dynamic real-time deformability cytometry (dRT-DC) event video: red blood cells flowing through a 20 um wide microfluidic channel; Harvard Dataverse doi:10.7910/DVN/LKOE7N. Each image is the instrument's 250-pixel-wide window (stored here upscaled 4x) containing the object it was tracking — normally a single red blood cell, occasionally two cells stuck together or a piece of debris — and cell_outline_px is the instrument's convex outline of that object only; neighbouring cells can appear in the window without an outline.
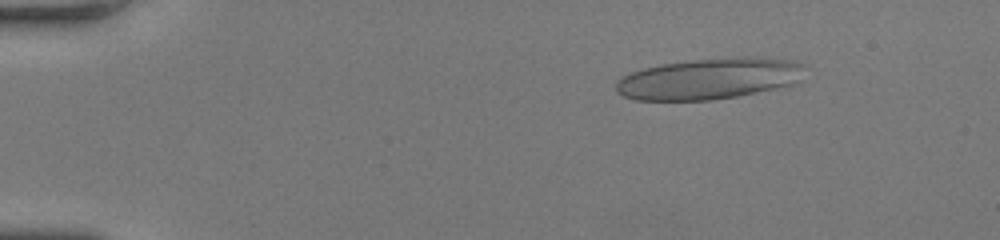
{"species": "human", "species_latin": "Homo sapiens", "temperature_condition": "room temperature", "stored_images_in_passage": 55, "camera_frame_rate_fps": 3000, "um_per_image_px": 0.085, "donor": {"sex": "female"}, "frame": {"image": 1, "passage_image": 8, "time_ms": 2.333, "image_size_px": [1000, 240], "cell_outline_px": [[808, 64], [796, 80], [792, 84], [736, 96], [712, 100], [636, 100], [624, 96], [616, 92], [616, 80], [632, 72], [644, 68], [660, 64], [696, 60], [748, 56], [788, 60]], "centroid_in_image_um": [60.24, 6.69], "position_along_channel_um": 24.8, "area_um2": 44.74}}
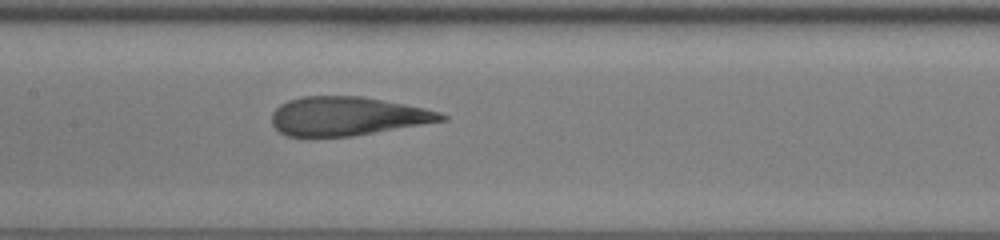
{"frame": {"image": 2, "passage_image": 28, "time_ms": 9.0, "image_size_px": [1000, 240], "cell_outline_px": [[448, 120], [352, 136], [288, 136], [280, 132], [272, 124], [272, 112], [280, 104], [288, 100], [300, 96], [360, 96], [404, 104], [424, 108], [440, 112], [448, 116]], "centroid_in_image_um": [29.52, 9.87], "position_along_channel_um": 177.9, "area_um2": 38.15}}
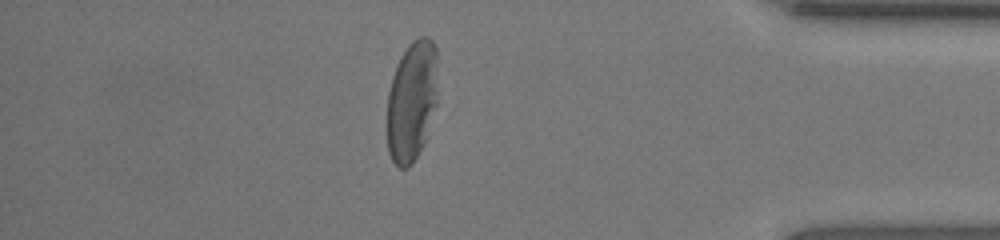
{"frame": {"image": 3, "passage_image": 48, "time_ms": 15.667, "image_size_px": [1000, 240], "cell_outline_px": [[436, 104], [424, 140], [412, 164], [408, 168], [400, 168], [392, 160], [388, 152], [388, 92], [392, 76], [396, 64], [400, 56], [408, 44], [412, 40], [420, 36], [428, 36], [432, 40], [436, 48]], "centroid_in_image_um": [34.99, 8.53], "position_along_channel_um": 400.2, "area_um2": 35.32}, "authors_computed_cell_mechanics": {"area_um2": 39.882, "velocity_mm_per_s": 3.7797, "shape_relaxation_time_tau1_ms": 10.6152, "shape_relaxation_time_tau2_ms": 1.1957, "deformation_change_tau1": 0.332, "deformation_change_tau2": 0.107}}